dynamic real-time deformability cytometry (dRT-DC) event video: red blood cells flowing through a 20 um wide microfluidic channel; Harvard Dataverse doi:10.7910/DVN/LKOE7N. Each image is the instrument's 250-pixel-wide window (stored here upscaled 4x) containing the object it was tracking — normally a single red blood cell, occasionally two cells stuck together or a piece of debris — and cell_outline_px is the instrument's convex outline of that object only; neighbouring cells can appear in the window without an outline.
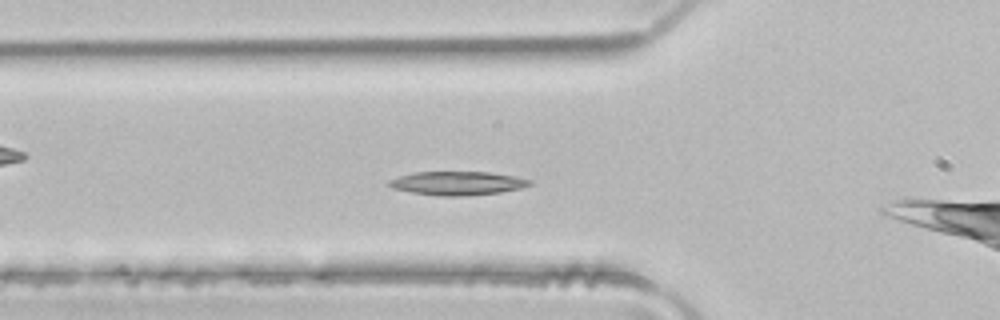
{"species": "common noctule bat (a hibernating species)", "species_latin": "Nyctalus noctula", "temperature_condition": "room temperature", "stored_images_in_passage": 4, "camera_frame_rate_fps": 3000, "um_per_image_px": 0.085, "animal": {"sex": "male", "body_mass_g": 21.5, "forearm_length_mm": 52.0}, "frame": {"image": 1, "passage_image": 4, "time_ms": 1.0, "image_size_px": [1000, 320], "cell_outline_px": [[532, 184], [520, 188], [500, 192], [464, 196], [440, 196], [412, 192], [392, 188], [388, 184], [388, 180], [400, 176], [416, 172], [488, 172], [512, 176], [532, 180]], "centroid_in_image_um": [38.87, 15.57], "position_along_channel_um": 86.9, "area_um2": 19.19}}